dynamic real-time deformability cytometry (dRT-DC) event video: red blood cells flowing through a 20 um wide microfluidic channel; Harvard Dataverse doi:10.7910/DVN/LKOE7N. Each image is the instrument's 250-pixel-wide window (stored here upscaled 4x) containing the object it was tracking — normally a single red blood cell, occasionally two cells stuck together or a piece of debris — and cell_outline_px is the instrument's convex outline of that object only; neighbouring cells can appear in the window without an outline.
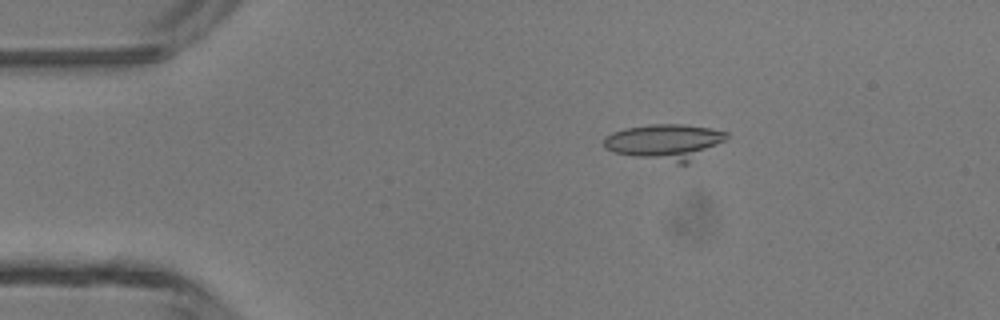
{"species": "common noctule bat (a hibernating species)", "species_latin": "Nyctalus noctula", "temperature_condition": "room temperature", "stored_images_in_passage": 40, "camera_frame_rate_fps": 3000, "um_per_image_px": 0.085, "animal": {"sex": "male", "body_mass_g": 13.3}, "frame": {"image": 1, "passage_image": 2, "time_ms": 0.333, "image_size_px": [1000, 320], "cell_outline_px": [[728, 140], [688, 164], [676, 164], [632, 156], [612, 152], [604, 148], [604, 136], [612, 132], [624, 128], [648, 124], [684, 124], [708, 128], [728, 132]], "centroid_in_image_um": [56.55, 12.08], "position_along_channel_um": 28.5, "area_um2": 26.18}}
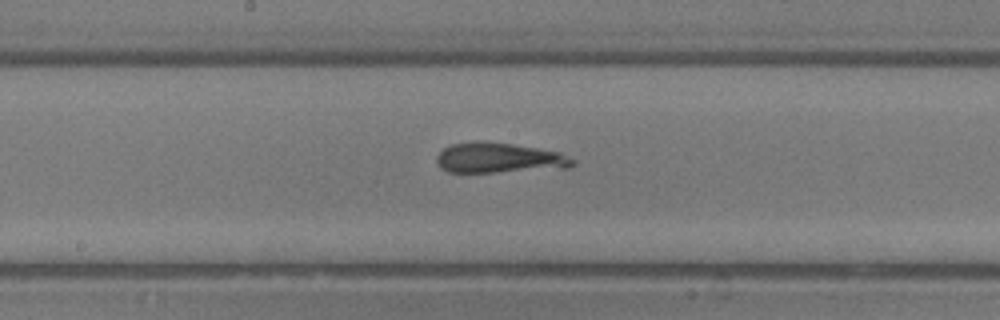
{"frame": {"image": 2, "passage_image": 18, "time_ms": 5.667, "image_size_px": [1000, 320], "cell_outline_px": [[576, 164], [568, 168], [496, 172], [448, 172], [440, 168], [436, 160], [436, 156], [444, 148], [452, 144], [472, 140], [484, 140], [512, 144], [560, 152], [576, 160]], "centroid_in_image_um": [42.42, 13.41], "position_along_channel_um": 205.8, "area_um2": 24.28}}
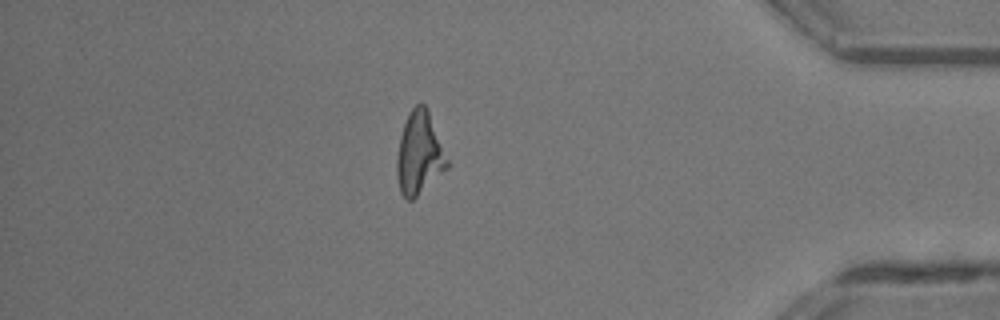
{"frame": {"image": 3, "passage_image": 34, "time_ms": 11.0, "image_size_px": [1000, 320], "cell_outline_px": [[448, 168], [412, 200], [408, 200], [400, 192], [396, 172], [396, 156], [400, 136], [404, 124], [412, 108], [416, 104], [424, 104], [428, 112], [448, 160]], "centroid_in_image_um": [35.61, 13.08], "position_along_channel_um": 399.6, "area_um2": 23.7}}